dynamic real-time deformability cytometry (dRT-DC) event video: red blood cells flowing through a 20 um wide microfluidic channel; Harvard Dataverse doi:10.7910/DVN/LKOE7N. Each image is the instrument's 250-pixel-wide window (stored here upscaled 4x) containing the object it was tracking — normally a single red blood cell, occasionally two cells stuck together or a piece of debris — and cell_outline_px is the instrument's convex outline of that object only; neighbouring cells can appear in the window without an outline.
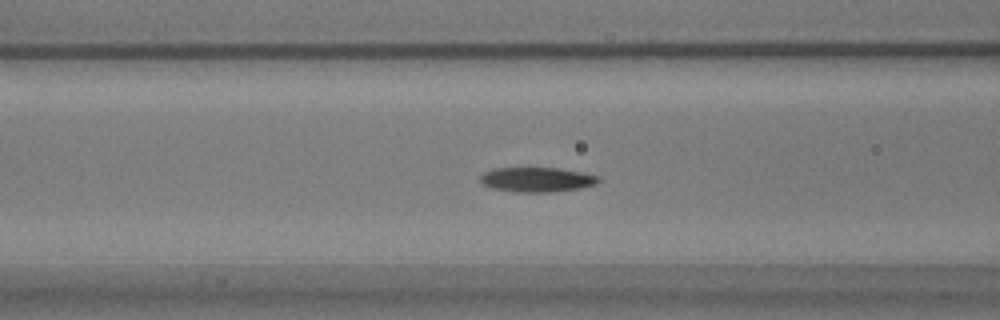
{"species": "common noctule bat (a hibernating species)", "species_latin": "Nyctalus noctula", "temperature_condition": "warm", "stored_images_in_passage": 16, "camera_frame_rate_fps": 3000, "um_per_image_px": 0.085, "animal": {"sex": "male", "body_mass_g": 17.9}, "frame": {"image": 1, "passage_image": 13, "time_ms": 4.0, "image_size_px": [1000, 320], "cell_outline_px": [[600, 180], [596, 184], [580, 188], [548, 192], [512, 192], [492, 188], [480, 184], [480, 176], [484, 172], [492, 168], [560, 168], [600, 176]], "centroid_in_image_um": [45.59, 15.26], "position_along_channel_um": 121.0, "area_um2": 17.11}}